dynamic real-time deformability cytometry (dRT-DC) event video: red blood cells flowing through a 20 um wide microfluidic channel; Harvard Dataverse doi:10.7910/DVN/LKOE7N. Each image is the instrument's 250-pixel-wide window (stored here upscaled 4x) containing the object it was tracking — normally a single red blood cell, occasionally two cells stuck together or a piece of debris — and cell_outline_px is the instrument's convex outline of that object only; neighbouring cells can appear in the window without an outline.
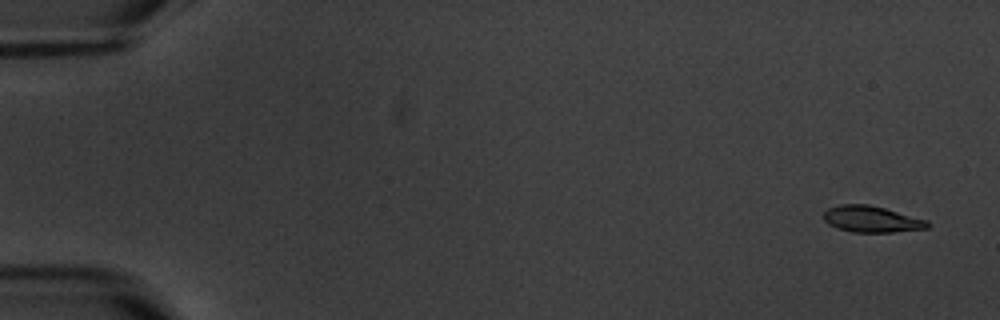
{"species": "common noctule bat (a hibernating species)", "species_latin": "Nyctalus noctula", "temperature_condition": "warm", "stored_images_in_passage": 15, "camera_frame_rate_fps": 3000, "um_per_image_px": 0.085, "animal": {"sex": "male", "body_mass_g": 20.1, "forearm_length_mm": 53.5}, "frame": {"image": 1, "passage_image": 1, "time_ms": 0.0, "image_size_px": [1000, 320], "cell_outline_px": [[932, 224], [928, 228], [892, 232], [852, 232], [836, 228], [828, 224], [824, 220], [824, 212], [828, 208], [840, 204], [868, 204], [884, 208], [928, 220]], "centroid_in_image_um": [74.09, 18.63], "position_along_channel_um": 10.9, "area_um2": 16.01}}
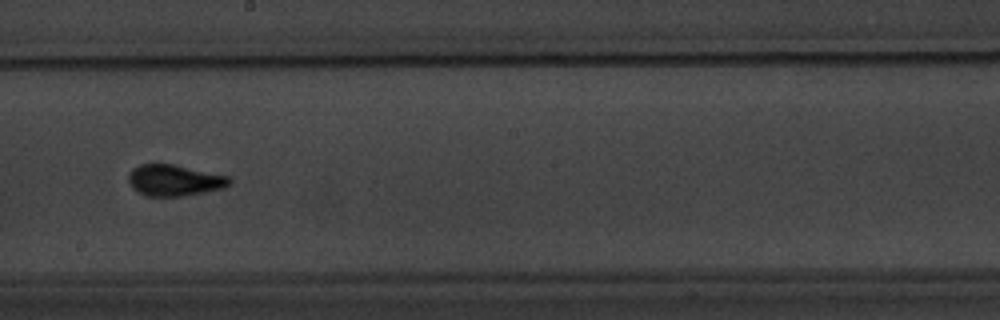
{"frame": {"image": 2, "passage_image": 9, "time_ms": 10.333, "image_size_px": [1000, 320], "cell_outline_px": [[232, 180], [224, 188], [184, 196], [148, 196], [132, 188], [128, 180], [128, 172], [132, 168], [140, 164], [172, 164], [228, 176]], "centroid_in_image_um": [14.79, 15.32], "position_along_channel_um": 233.4, "area_um2": 18.26}}
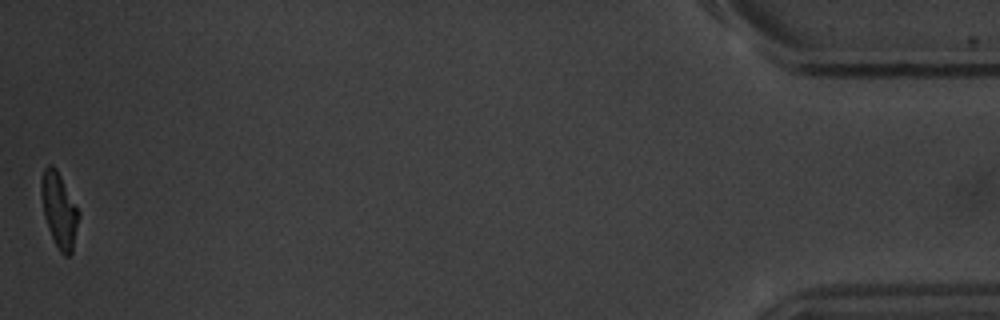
{"frame": {"image": 3, "passage_image": 15, "time_ms": 18.333, "image_size_px": [1000, 320], "cell_outline_px": [[80, 216], [72, 252], [68, 256], [64, 256], [60, 252], [48, 228], [44, 216], [40, 192], [40, 180], [44, 168], [48, 164], [52, 164], [56, 168], [80, 212]], "centroid_in_image_um": [5.02, 17.83], "position_along_channel_um": 430.2, "area_um2": 16.42}, "authors_computed_cell_mechanics": {"area_um2": 16.762, "velocity_mm_per_s": 3.5523, "shape_relaxation_time_tau1_ms": 2.1439, "shape_relaxation_time_tau2_ms": 1.2374, "deformation_change_tau1": 0.1268, "deformation_change_tau2": 0.0537}}